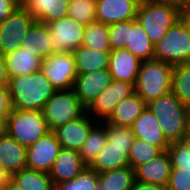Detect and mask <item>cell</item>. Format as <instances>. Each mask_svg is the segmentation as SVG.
<instances>
[{
  "mask_svg": "<svg viewBox=\"0 0 190 190\" xmlns=\"http://www.w3.org/2000/svg\"><path fill=\"white\" fill-rule=\"evenodd\" d=\"M147 107L157 117L164 137L169 143L189 139L190 108L172 91L151 101Z\"/></svg>",
  "mask_w": 190,
  "mask_h": 190,
  "instance_id": "6da1fadb",
  "label": "cell"
},
{
  "mask_svg": "<svg viewBox=\"0 0 190 190\" xmlns=\"http://www.w3.org/2000/svg\"><path fill=\"white\" fill-rule=\"evenodd\" d=\"M8 91L12 108L42 110L57 91L41 70L32 74L9 76Z\"/></svg>",
  "mask_w": 190,
  "mask_h": 190,
  "instance_id": "7a4b0ae2",
  "label": "cell"
},
{
  "mask_svg": "<svg viewBox=\"0 0 190 190\" xmlns=\"http://www.w3.org/2000/svg\"><path fill=\"white\" fill-rule=\"evenodd\" d=\"M181 17V3L141 0L136 20L141 24L150 41L156 44Z\"/></svg>",
  "mask_w": 190,
  "mask_h": 190,
  "instance_id": "3957f363",
  "label": "cell"
},
{
  "mask_svg": "<svg viewBox=\"0 0 190 190\" xmlns=\"http://www.w3.org/2000/svg\"><path fill=\"white\" fill-rule=\"evenodd\" d=\"M173 66L159 60L141 62L135 92L146 104L171 92Z\"/></svg>",
  "mask_w": 190,
  "mask_h": 190,
  "instance_id": "277c9868",
  "label": "cell"
},
{
  "mask_svg": "<svg viewBox=\"0 0 190 190\" xmlns=\"http://www.w3.org/2000/svg\"><path fill=\"white\" fill-rule=\"evenodd\" d=\"M42 110L12 111L5 120V132L28 147L49 132Z\"/></svg>",
  "mask_w": 190,
  "mask_h": 190,
  "instance_id": "5b68a950",
  "label": "cell"
},
{
  "mask_svg": "<svg viewBox=\"0 0 190 190\" xmlns=\"http://www.w3.org/2000/svg\"><path fill=\"white\" fill-rule=\"evenodd\" d=\"M154 59L172 66L190 62V34L182 17L154 44Z\"/></svg>",
  "mask_w": 190,
  "mask_h": 190,
  "instance_id": "8992f818",
  "label": "cell"
},
{
  "mask_svg": "<svg viewBox=\"0 0 190 190\" xmlns=\"http://www.w3.org/2000/svg\"><path fill=\"white\" fill-rule=\"evenodd\" d=\"M45 122L50 131L80 118L86 107L81 103L73 89L57 90L42 109Z\"/></svg>",
  "mask_w": 190,
  "mask_h": 190,
  "instance_id": "52a82bcc",
  "label": "cell"
},
{
  "mask_svg": "<svg viewBox=\"0 0 190 190\" xmlns=\"http://www.w3.org/2000/svg\"><path fill=\"white\" fill-rule=\"evenodd\" d=\"M41 71L56 90H70L78 76L73 53L53 52L42 60Z\"/></svg>",
  "mask_w": 190,
  "mask_h": 190,
  "instance_id": "ba28073f",
  "label": "cell"
},
{
  "mask_svg": "<svg viewBox=\"0 0 190 190\" xmlns=\"http://www.w3.org/2000/svg\"><path fill=\"white\" fill-rule=\"evenodd\" d=\"M35 21L23 7H18L0 22V52L6 55L17 50Z\"/></svg>",
  "mask_w": 190,
  "mask_h": 190,
  "instance_id": "9c48e42d",
  "label": "cell"
},
{
  "mask_svg": "<svg viewBox=\"0 0 190 190\" xmlns=\"http://www.w3.org/2000/svg\"><path fill=\"white\" fill-rule=\"evenodd\" d=\"M135 93V83H129L112 79L111 83L92 101L86 108V112L97 118L106 120L114 108L127 97Z\"/></svg>",
  "mask_w": 190,
  "mask_h": 190,
  "instance_id": "30bf717a",
  "label": "cell"
},
{
  "mask_svg": "<svg viewBox=\"0 0 190 190\" xmlns=\"http://www.w3.org/2000/svg\"><path fill=\"white\" fill-rule=\"evenodd\" d=\"M61 148L55 134L49 131L26 147V168L49 174Z\"/></svg>",
  "mask_w": 190,
  "mask_h": 190,
  "instance_id": "8fae6325",
  "label": "cell"
},
{
  "mask_svg": "<svg viewBox=\"0 0 190 190\" xmlns=\"http://www.w3.org/2000/svg\"><path fill=\"white\" fill-rule=\"evenodd\" d=\"M56 46V52L73 53L82 45L86 25L70 16L46 24Z\"/></svg>",
  "mask_w": 190,
  "mask_h": 190,
  "instance_id": "7c38bea8",
  "label": "cell"
},
{
  "mask_svg": "<svg viewBox=\"0 0 190 190\" xmlns=\"http://www.w3.org/2000/svg\"><path fill=\"white\" fill-rule=\"evenodd\" d=\"M141 0H96V21L111 25L136 19Z\"/></svg>",
  "mask_w": 190,
  "mask_h": 190,
  "instance_id": "4fadbf2b",
  "label": "cell"
},
{
  "mask_svg": "<svg viewBox=\"0 0 190 190\" xmlns=\"http://www.w3.org/2000/svg\"><path fill=\"white\" fill-rule=\"evenodd\" d=\"M94 120L85 112L80 118L52 130L62 148L79 151L94 126Z\"/></svg>",
  "mask_w": 190,
  "mask_h": 190,
  "instance_id": "5bb4252c",
  "label": "cell"
},
{
  "mask_svg": "<svg viewBox=\"0 0 190 190\" xmlns=\"http://www.w3.org/2000/svg\"><path fill=\"white\" fill-rule=\"evenodd\" d=\"M112 77L107 69L78 74L73 90L81 103L87 108L94 99L111 83Z\"/></svg>",
  "mask_w": 190,
  "mask_h": 190,
  "instance_id": "9a60e30c",
  "label": "cell"
},
{
  "mask_svg": "<svg viewBox=\"0 0 190 190\" xmlns=\"http://www.w3.org/2000/svg\"><path fill=\"white\" fill-rule=\"evenodd\" d=\"M87 165L79 151L61 148L49 175L54 186L73 180Z\"/></svg>",
  "mask_w": 190,
  "mask_h": 190,
  "instance_id": "2e32d148",
  "label": "cell"
},
{
  "mask_svg": "<svg viewBox=\"0 0 190 190\" xmlns=\"http://www.w3.org/2000/svg\"><path fill=\"white\" fill-rule=\"evenodd\" d=\"M132 132L135 138L159 147L162 151H167L170 143L164 137L157 117L146 107L141 115L134 121Z\"/></svg>",
  "mask_w": 190,
  "mask_h": 190,
  "instance_id": "e0dca14e",
  "label": "cell"
},
{
  "mask_svg": "<svg viewBox=\"0 0 190 190\" xmlns=\"http://www.w3.org/2000/svg\"><path fill=\"white\" fill-rule=\"evenodd\" d=\"M141 62L126 48L116 49L110 53L108 70L114 80L136 83Z\"/></svg>",
  "mask_w": 190,
  "mask_h": 190,
  "instance_id": "ac0fdd59",
  "label": "cell"
},
{
  "mask_svg": "<svg viewBox=\"0 0 190 190\" xmlns=\"http://www.w3.org/2000/svg\"><path fill=\"white\" fill-rule=\"evenodd\" d=\"M171 169L170 155L163 151L154 159L135 168V181L167 186Z\"/></svg>",
  "mask_w": 190,
  "mask_h": 190,
  "instance_id": "d6986e66",
  "label": "cell"
},
{
  "mask_svg": "<svg viewBox=\"0 0 190 190\" xmlns=\"http://www.w3.org/2000/svg\"><path fill=\"white\" fill-rule=\"evenodd\" d=\"M20 47L42 60L56 51V46L46 24L35 21L29 28Z\"/></svg>",
  "mask_w": 190,
  "mask_h": 190,
  "instance_id": "ffe728a7",
  "label": "cell"
},
{
  "mask_svg": "<svg viewBox=\"0 0 190 190\" xmlns=\"http://www.w3.org/2000/svg\"><path fill=\"white\" fill-rule=\"evenodd\" d=\"M70 0H26L23 8L38 22L48 24L68 16Z\"/></svg>",
  "mask_w": 190,
  "mask_h": 190,
  "instance_id": "44dd1931",
  "label": "cell"
},
{
  "mask_svg": "<svg viewBox=\"0 0 190 190\" xmlns=\"http://www.w3.org/2000/svg\"><path fill=\"white\" fill-rule=\"evenodd\" d=\"M0 162L10 177L26 168V147L5 131L0 135Z\"/></svg>",
  "mask_w": 190,
  "mask_h": 190,
  "instance_id": "7402d4cb",
  "label": "cell"
},
{
  "mask_svg": "<svg viewBox=\"0 0 190 190\" xmlns=\"http://www.w3.org/2000/svg\"><path fill=\"white\" fill-rule=\"evenodd\" d=\"M146 107L147 104L145 101L135 92L126 99H123L104 122L119 127L131 128L134 121L141 115Z\"/></svg>",
  "mask_w": 190,
  "mask_h": 190,
  "instance_id": "603a6c76",
  "label": "cell"
},
{
  "mask_svg": "<svg viewBox=\"0 0 190 190\" xmlns=\"http://www.w3.org/2000/svg\"><path fill=\"white\" fill-rule=\"evenodd\" d=\"M131 147L113 146L109 141L106 142L102 151L89 165L98 173L124 168L129 165L128 154Z\"/></svg>",
  "mask_w": 190,
  "mask_h": 190,
  "instance_id": "cb8c5ba5",
  "label": "cell"
},
{
  "mask_svg": "<svg viewBox=\"0 0 190 190\" xmlns=\"http://www.w3.org/2000/svg\"><path fill=\"white\" fill-rule=\"evenodd\" d=\"M110 53L111 51L95 50L81 45L73 52L77 73L85 74L107 69Z\"/></svg>",
  "mask_w": 190,
  "mask_h": 190,
  "instance_id": "d4e9b609",
  "label": "cell"
},
{
  "mask_svg": "<svg viewBox=\"0 0 190 190\" xmlns=\"http://www.w3.org/2000/svg\"><path fill=\"white\" fill-rule=\"evenodd\" d=\"M4 59L9 76L27 75L41 70L42 59L21 47L4 55Z\"/></svg>",
  "mask_w": 190,
  "mask_h": 190,
  "instance_id": "484cf974",
  "label": "cell"
},
{
  "mask_svg": "<svg viewBox=\"0 0 190 190\" xmlns=\"http://www.w3.org/2000/svg\"><path fill=\"white\" fill-rule=\"evenodd\" d=\"M126 49L142 62L154 59V44L136 19L129 20V36Z\"/></svg>",
  "mask_w": 190,
  "mask_h": 190,
  "instance_id": "4316f807",
  "label": "cell"
},
{
  "mask_svg": "<svg viewBox=\"0 0 190 190\" xmlns=\"http://www.w3.org/2000/svg\"><path fill=\"white\" fill-rule=\"evenodd\" d=\"M99 183L105 190H131L135 183V169L127 166L98 173Z\"/></svg>",
  "mask_w": 190,
  "mask_h": 190,
  "instance_id": "83f0119b",
  "label": "cell"
},
{
  "mask_svg": "<svg viewBox=\"0 0 190 190\" xmlns=\"http://www.w3.org/2000/svg\"><path fill=\"white\" fill-rule=\"evenodd\" d=\"M10 179L24 190H55L53 181L48 173L28 168L14 173Z\"/></svg>",
  "mask_w": 190,
  "mask_h": 190,
  "instance_id": "f1b7e54d",
  "label": "cell"
},
{
  "mask_svg": "<svg viewBox=\"0 0 190 190\" xmlns=\"http://www.w3.org/2000/svg\"><path fill=\"white\" fill-rule=\"evenodd\" d=\"M103 123L104 127H101L98 124L91 128L87 139L79 150V153L87 166L93 162L107 142V131L105 128V122Z\"/></svg>",
  "mask_w": 190,
  "mask_h": 190,
  "instance_id": "f546056e",
  "label": "cell"
},
{
  "mask_svg": "<svg viewBox=\"0 0 190 190\" xmlns=\"http://www.w3.org/2000/svg\"><path fill=\"white\" fill-rule=\"evenodd\" d=\"M171 91L190 108V62L173 66Z\"/></svg>",
  "mask_w": 190,
  "mask_h": 190,
  "instance_id": "4dcf8cb0",
  "label": "cell"
},
{
  "mask_svg": "<svg viewBox=\"0 0 190 190\" xmlns=\"http://www.w3.org/2000/svg\"><path fill=\"white\" fill-rule=\"evenodd\" d=\"M109 25L93 22L86 25L82 45L101 51H111L109 43Z\"/></svg>",
  "mask_w": 190,
  "mask_h": 190,
  "instance_id": "1f68e13d",
  "label": "cell"
},
{
  "mask_svg": "<svg viewBox=\"0 0 190 190\" xmlns=\"http://www.w3.org/2000/svg\"><path fill=\"white\" fill-rule=\"evenodd\" d=\"M162 152L159 147L135 138L128 154L129 165L135 169L137 166L154 159Z\"/></svg>",
  "mask_w": 190,
  "mask_h": 190,
  "instance_id": "d6a6232c",
  "label": "cell"
},
{
  "mask_svg": "<svg viewBox=\"0 0 190 190\" xmlns=\"http://www.w3.org/2000/svg\"><path fill=\"white\" fill-rule=\"evenodd\" d=\"M98 183V172L86 166L73 180L55 186V190H95Z\"/></svg>",
  "mask_w": 190,
  "mask_h": 190,
  "instance_id": "836d02e7",
  "label": "cell"
},
{
  "mask_svg": "<svg viewBox=\"0 0 190 190\" xmlns=\"http://www.w3.org/2000/svg\"><path fill=\"white\" fill-rule=\"evenodd\" d=\"M68 16L88 25L96 21V0H70Z\"/></svg>",
  "mask_w": 190,
  "mask_h": 190,
  "instance_id": "e575fe53",
  "label": "cell"
},
{
  "mask_svg": "<svg viewBox=\"0 0 190 190\" xmlns=\"http://www.w3.org/2000/svg\"><path fill=\"white\" fill-rule=\"evenodd\" d=\"M167 152L171 158L172 169L190 171V138L170 143Z\"/></svg>",
  "mask_w": 190,
  "mask_h": 190,
  "instance_id": "d590c367",
  "label": "cell"
},
{
  "mask_svg": "<svg viewBox=\"0 0 190 190\" xmlns=\"http://www.w3.org/2000/svg\"><path fill=\"white\" fill-rule=\"evenodd\" d=\"M107 131V141L113 146L131 147L135 140V135L130 127H119L105 122Z\"/></svg>",
  "mask_w": 190,
  "mask_h": 190,
  "instance_id": "8d00e7d4",
  "label": "cell"
},
{
  "mask_svg": "<svg viewBox=\"0 0 190 190\" xmlns=\"http://www.w3.org/2000/svg\"><path fill=\"white\" fill-rule=\"evenodd\" d=\"M108 36L111 51L126 48L129 36V20L109 25Z\"/></svg>",
  "mask_w": 190,
  "mask_h": 190,
  "instance_id": "74e56055",
  "label": "cell"
},
{
  "mask_svg": "<svg viewBox=\"0 0 190 190\" xmlns=\"http://www.w3.org/2000/svg\"><path fill=\"white\" fill-rule=\"evenodd\" d=\"M168 190H190V171L171 169Z\"/></svg>",
  "mask_w": 190,
  "mask_h": 190,
  "instance_id": "f35d334b",
  "label": "cell"
},
{
  "mask_svg": "<svg viewBox=\"0 0 190 190\" xmlns=\"http://www.w3.org/2000/svg\"><path fill=\"white\" fill-rule=\"evenodd\" d=\"M12 111V103L7 86H0V118L4 121Z\"/></svg>",
  "mask_w": 190,
  "mask_h": 190,
  "instance_id": "ab89813d",
  "label": "cell"
},
{
  "mask_svg": "<svg viewBox=\"0 0 190 190\" xmlns=\"http://www.w3.org/2000/svg\"><path fill=\"white\" fill-rule=\"evenodd\" d=\"M18 7L11 0H0V22L5 21Z\"/></svg>",
  "mask_w": 190,
  "mask_h": 190,
  "instance_id": "60d3db41",
  "label": "cell"
},
{
  "mask_svg": "<svg viewBox=\"0 0 190 190\" xmlns=\"http://www.w3.org/2000/svg\"><path fill=\"white\" fill-rule=\"evenodd\" d=\"M131 190H168L167 186L135 181Z\"/></svg>",
  "mask_w": 190,
  "mask_h": 190,
  "instance_id": "b9f144b4",
  "label": "cell"
},
{
  "mask_svg": "<svg viewBox=\"0 0 190 190\" xmlns=\"http://www.w3.org/2000/svg\"><path fill=\"white\" fill-rule=\"evenodd\" d=\"M9 75L6 68L4 55L0 52V86H7Z\"/></svg>",
  "mask_w": 190,
  "mask_h": 190,
  "instance_id": "7bdbcfd3",
  "label": "cell"
},
{
  "mask_svg": "<svg viewBox=\"0 0 190 190\" xmlns=\"http://www.w3.org/2000/svg\"><path fill=\"white\" fill-rule=\"evenodd\" d=\"M181 15L185 21L190 22V0L181 2Z\"/></svg>",
  "mask_w": 190,
  "mask_h": 190,
  "instance_id": "ee69618b",
  "label": "cell"
},
{
  "mask_svg": "<svg viewBox=\"0 0 190 190\" xmlns=\"http://www.w3.org/2000/svg\"><path fill=\"white\" fill-rule=\"evenodd\" d=\"M10 179V176L5 171L3 165L0 162V187H3V185Z\"/></svg>",
  "mask_w": 190,
  "mask_h": 190,
  "instance_id": "f6af8a7d",
  "label": "cell"
},
{
  "mask_svg": "<svg viewBox=\"0 0 190 190\" xmlns=\"http://www.w3.org/2000/svg\"><path fill=\"white\" fill-rule=\"evenodd\" d=\"M3 190H24L21 187H19L15 182H13L11 179H9L4 185Z\"/></svg>",
  "mask_w": 190,
  "mask_h": 190,
  "instance_id": "bcb514c9",
  "label": "cell"
},
{
  "mask_svg": "<svg viewBox=\"0 0 190 190\" xmlns=\"http://www.w3.org/2000/svg\"><path fill=\"white\" fill-rule=\"evenodd\" d=\"M5 131V121L0 118V135Z\"/></svg>",
  "mask_w": 190,
  "mask_h": 190,
  "instance_id": "7dc6e473",
  "label": "cell"
},
{
  "mask_svg": "<svg viewBox=\"0 0 190 190\" xmlns=\"http://www.w3.org/2000/svg\"><path fill=\"white\" fill-rule=\"evenodd\" d=\"M14 3H16L19 7H23V5L25 4L26 0H11Z\"/></svg>",
  "mask_w": 190,
  "mask_h": 190,
  "instance_id": "c3c4849f",
  "label": "cell"
},
{
  "mask_svg": "<svg viewBox=\"0 0 190 190\" xmlns=\"http://www.w3.org/2000/svg\"><path fill=\"white\" fill-rule=\"evenodd\" d=\"M95 190H105V187H103L100 183H98Z\"/></svg>",
  "mask_w": 190,
  "mask_h": 190,
  "instance_id": "681fc988",
  "label": "cell"
},
{
  "mask_svg": "<svg viewBox=\"0 0 190 190\" xmlns=\"http://www.w3.org/2000/svg\"><path fill=\"white\" fill-rule=\"evenodd\" d=\"M161 1H173V2L181 3L183 0H161Z\"/></svg>",
  "mask_w": 190,
  "mask_h": 190,
  "instance_id": "f907efd6",
  "label": "cell"
},
{
  "mask_svg": "<svg viewBox=\"0 0 190 190\" xmlns=\"http://www.w3.org/2000/svg\"><path fill=\"white\" fill-rule=\"evenodd\" d=\"M186 25L188 26V31H189V34H190V22L186 21Z\"/></svg>",
  "mask_w": 190,
  "mask_h": 190,
  "instance_id": "816d5d0a",
  "label": "cell"
}]
</instances>
